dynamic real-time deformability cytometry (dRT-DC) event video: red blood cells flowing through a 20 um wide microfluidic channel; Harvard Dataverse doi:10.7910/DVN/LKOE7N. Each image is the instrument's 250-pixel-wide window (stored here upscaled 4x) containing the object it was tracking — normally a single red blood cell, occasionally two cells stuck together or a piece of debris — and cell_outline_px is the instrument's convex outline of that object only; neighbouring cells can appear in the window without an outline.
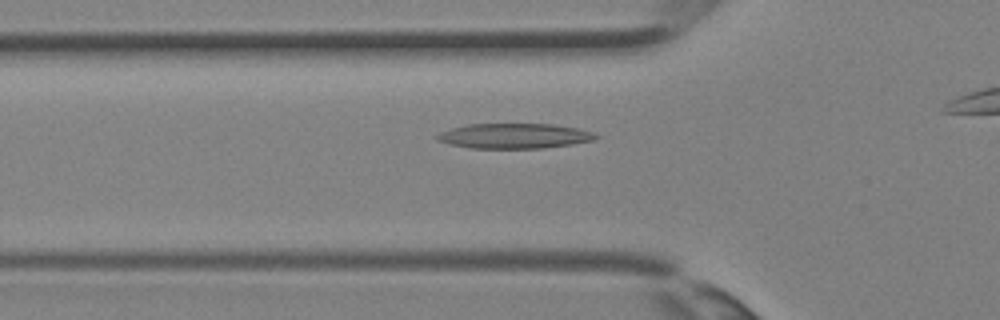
{"species": "Egyptian fruit bat (a non-hibernating species)", "species_latin": "Rousettus aegyptiacus", "temperature_condition": "room temperature", "stored_images_in_passage": 26, "camera_frame_rate_fps": 3000, "um_per_image_px": 0.085, "animal": {"sex": "female"}, "frame": {"image": 1, "passage_image": 7, "time_ms": 2.0, "image_size_px": [1000, 320], "cell_outline_px": [[600, 136], [592, 140], [572, 144], [544, 148], [472, 148], [448, 144], [436, 140], [436, 136], [440, 132], [452, 128], [468, 124], [552, 124], [580, 128], [592, 132]], "centroid_in_image_um": [43.72, 11.55], "position_along_channel_um": 82.1, "area_um2": 23.18}}
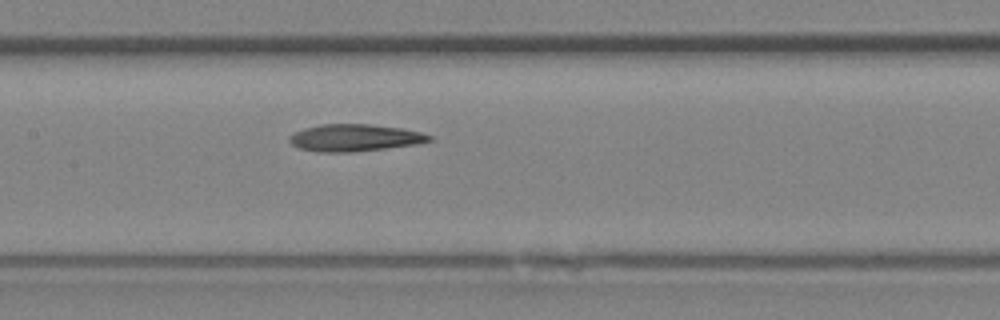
{"frame": {"image": 2, "passage_image": 12, "time_ms": 3.667, "image_size_px": [1000, 320], "cell_outline_px": [[432, 140], [416, 144], [352, 152], [316, 152], [300, 148], [292, 144], [288, 140], [288, 136], [292, 132], [304, 128], [320, 124], [368, 124], [400, 128], [420, 132], [432, 136]], "centroid_in_image_um": [30.08, 11.71], "position_along_channel_um": 177.3, "area_um2": 22.02}}
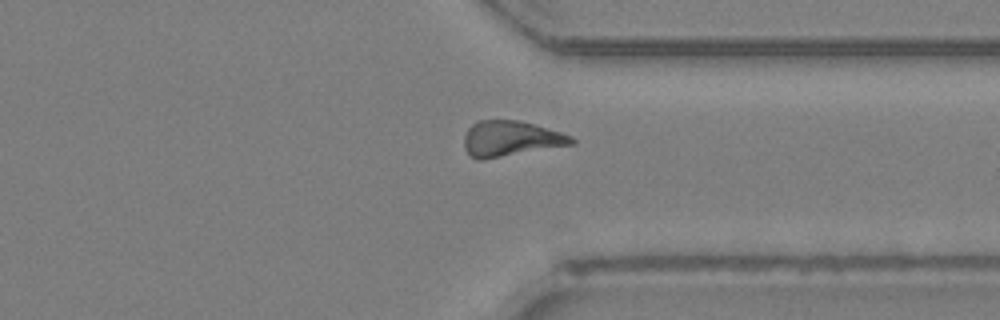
{"frame": {"image": 3, "passage_image": 22, "time_ms": 7.0, "image_size_px": [1000, 320], "cell_outline_px": [[576, 144], [484, 160], [476, 160], [468, 156], [464, 148], [464, 136], [468, 128], [472, 124], [480, 120], [520, 120], [560, 132], [572, 136], [576, 140]], "centroid_in_image_um": [43.39, 11.81], "position_along_channel_um": 368.0, "area_um2": 22.6}}